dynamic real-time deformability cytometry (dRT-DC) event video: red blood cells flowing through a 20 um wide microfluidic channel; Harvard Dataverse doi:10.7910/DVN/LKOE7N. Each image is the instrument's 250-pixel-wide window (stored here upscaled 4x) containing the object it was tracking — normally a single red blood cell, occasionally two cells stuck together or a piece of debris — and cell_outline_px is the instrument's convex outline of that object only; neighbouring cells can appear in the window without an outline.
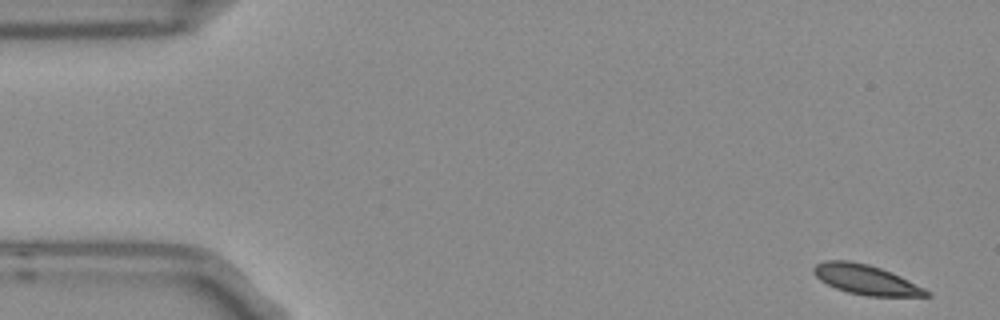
{"species": "Egyptian fruit bat (a non-hibernating species)", "species_latin": "Rousettus aegyptiacus", "temperature_condition": "room temperature", "stored_images_in_passage": 4, "camera_frame_rate_fps": 3000, "um_per_image_px": 0.085, "frame": {"image": 1, "passage_image": 1, "time_ms": 0.0, "image_size_px": [1000, 320], "cell_outline_px": [[932, 296], [868, 296], [848, 292], [836, 288], [820, 280], [812, 272], [812, 268], [816, 264], [824, 260], [848, 260], [868, 264], [892, 272], [932, 292]], "centroid_in_image_um": [73.6, 23.76], "position_along_channel_um": 11.4, "area_um2": 19.54}}